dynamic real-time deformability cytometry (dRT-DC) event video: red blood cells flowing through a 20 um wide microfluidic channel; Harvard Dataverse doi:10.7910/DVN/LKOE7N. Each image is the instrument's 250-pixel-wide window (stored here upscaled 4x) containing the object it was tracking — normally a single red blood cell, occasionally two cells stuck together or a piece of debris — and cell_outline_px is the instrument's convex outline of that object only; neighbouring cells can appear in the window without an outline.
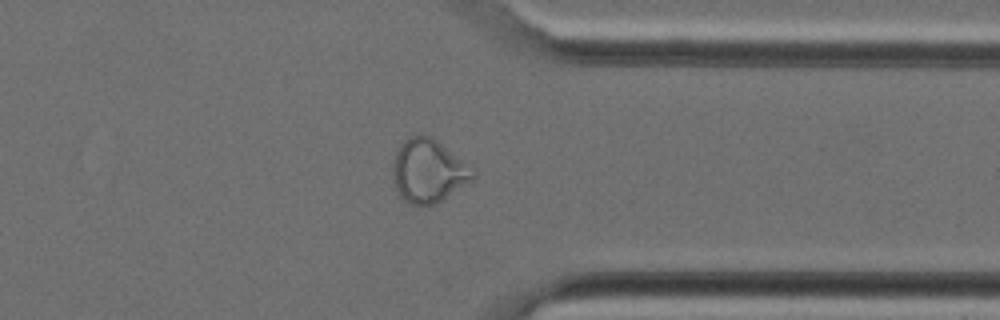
{"species": "Egyptian fruit bat (a non-hibernating species)", "species_latin": "Rousettus aegyptiacus", "temperature_condition": "cold", "stored_images_in_passage": 28, "camera_frame_rate_fps": 3000, "um_per_image_px": 0.085, "animal": {"sex": "female"}, "frame": {"image": 1, "passage_image": 20, "time_ms": 6.333, "image_size_px": [1000, 320], "cell_outline_px": [[476, 176], [472, 180], [440, 200], [432, 204], [408, 204], [400, 196], [396, 188], [392, 172], [392, 164], [396, 152], [404, 140], [412, 136], [432, 136], [476, 172]], "centroid_in_image_um": [36.38, 14.53], "position_along_channel_um": 375.0, "area_um2": 28.84}}
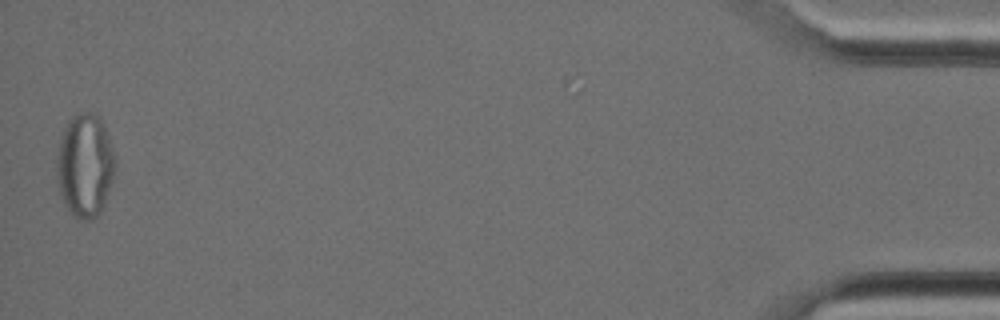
{"frame": {"image": 2, "passage_image": 28, "time_ms": 9.0, "image_size_px": [1000, 320], "cell_outline_px": [[116, 164], [104, 208], [96, 216], [88, 220], [84, 220], [76, 216], [68, 208], [60, 196], [56, 176], [56, 164], [60, 140], [64, 128], [68, 120], [72, 116], [80, 112], [96, 112], [100, 116], [104, 124], [116, 156]], "centroid_in_image_um": [7.24, 14.02], "position_along_channel_um": 428.0, "area_um2": 35.55}}